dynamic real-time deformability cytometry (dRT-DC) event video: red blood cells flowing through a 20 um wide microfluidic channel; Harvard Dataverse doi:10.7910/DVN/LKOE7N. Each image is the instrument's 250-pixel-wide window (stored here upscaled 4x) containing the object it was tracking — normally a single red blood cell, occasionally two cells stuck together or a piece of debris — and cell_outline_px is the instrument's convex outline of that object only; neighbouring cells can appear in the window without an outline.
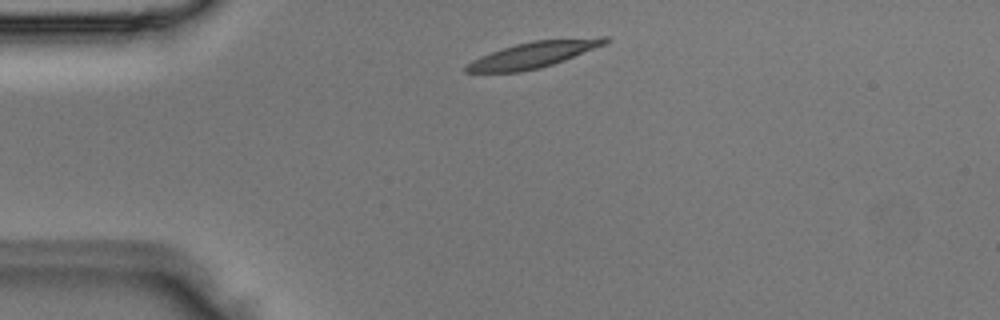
{"species": "Egyptian fruit bat (a non-hibernating species)", "species_latin": "Rousettus aegyptiacus", "temperature_condition": "room temperature", "stored_images_in_passage": 2, "camera_frame_rate_fps": 3000, "um_per_image_px": 0.085, "animal": {"sex": "male"}, "frame": {"image": 1, "passage_image": 1, "time_ms": 0.0, "image_size_px": [1000, 320], "cell_outline_px": [[612, 40], [604, 44], [564, 60], [540, 68], [520, 72], [464, 72], [464, 68], [472, 60], [480, 56], [516, 44], [532, 40], [600, 36], [608, 36]], "centroid_in_image_um": [45.38, 4.63], "position_along_channel_um": 39.6, "area_um2": 21.04}}